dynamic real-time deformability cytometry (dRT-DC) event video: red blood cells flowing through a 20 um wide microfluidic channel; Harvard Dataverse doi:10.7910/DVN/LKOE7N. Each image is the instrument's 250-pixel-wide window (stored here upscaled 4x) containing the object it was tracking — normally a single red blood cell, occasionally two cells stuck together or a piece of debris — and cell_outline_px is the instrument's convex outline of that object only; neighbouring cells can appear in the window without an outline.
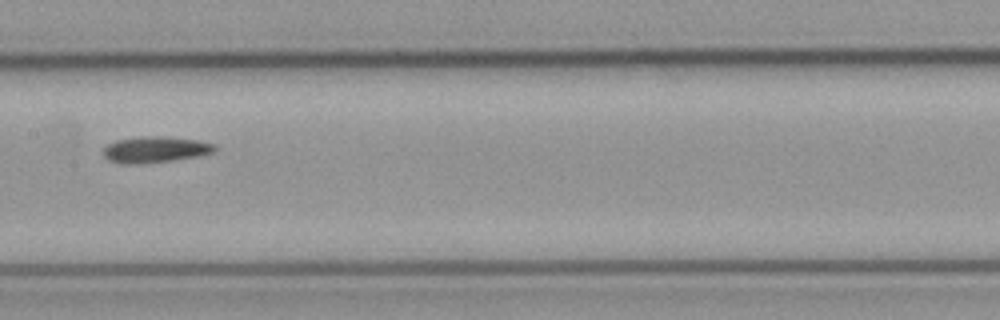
{"species": "common noctule bat (a hibernating species)", "species_latin": "Nyctalus noctula", "temperature_condition": "cold", "stored_images_in_passage": 7, "camera_frame_rate_fps": 3000, "um_per_image_px": 0.085, "animal": {"sex": "male", "body_mass_g": 23.1, "forearm_length_mm": 52.7}, "frame": {"image": 1, "passage_image": 7, "time_ms": 8.0, "image_size_px": [1000, 320], "cell_outline_px": [[216, 148], [212, 152], [196, 156], [168, 160], [132, 164], [120, 164], [108, 160], [104, 156], [104, 148], [108, 144], [116, 140], [140, 136], [164, 136], [196, 140], [216, 144]], "centroid_in_image_um": [13.14, 12.69], "position_along_channel_um": 194.3, "area_um2": 16.7}}